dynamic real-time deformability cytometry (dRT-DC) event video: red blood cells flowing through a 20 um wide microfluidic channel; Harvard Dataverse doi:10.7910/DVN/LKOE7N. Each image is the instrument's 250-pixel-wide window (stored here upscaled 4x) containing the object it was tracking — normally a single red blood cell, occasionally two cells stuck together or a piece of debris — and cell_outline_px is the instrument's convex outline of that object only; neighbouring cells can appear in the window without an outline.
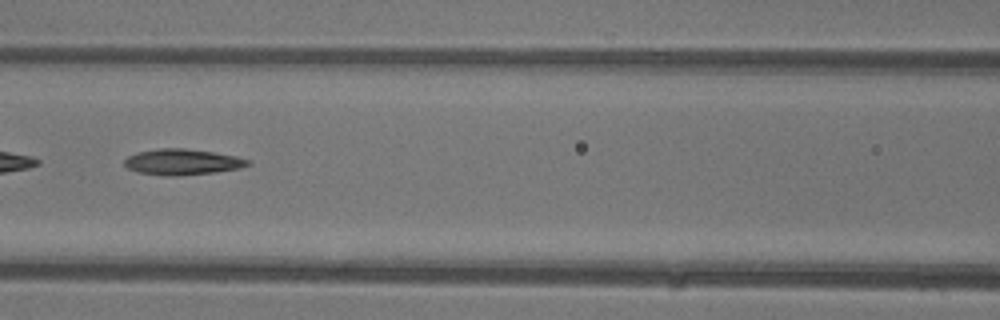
{"species": "common noctule bat (a hibernating species)", "species_latin": "Nyctalus noctula", "temperature_condition": "warm", "stored_images_in_passage": 5, "camera_frame_rate_fps": 3000, "um_per_image_px": 0.085, "animal": {"sex": "female"}, "frame": {"image": 1, "passage_image": 5, "time_ms": 5.667, "image_size_px": [1000, 320], "cell_outline_px": [[252, 164], [240, 168], [216, 172], [176, 176], [168, 176], [136, 172], [128, 168], [124, 164], [124, 160], [128, 156], [136, 152], [160, 148], [184, 148], [212, 152], [236, 156], [252, 160]], "centroid_in_image_um": [15.51, 13.77], "position_along_channel_um": 151.1, "area_um2": 18.73}}